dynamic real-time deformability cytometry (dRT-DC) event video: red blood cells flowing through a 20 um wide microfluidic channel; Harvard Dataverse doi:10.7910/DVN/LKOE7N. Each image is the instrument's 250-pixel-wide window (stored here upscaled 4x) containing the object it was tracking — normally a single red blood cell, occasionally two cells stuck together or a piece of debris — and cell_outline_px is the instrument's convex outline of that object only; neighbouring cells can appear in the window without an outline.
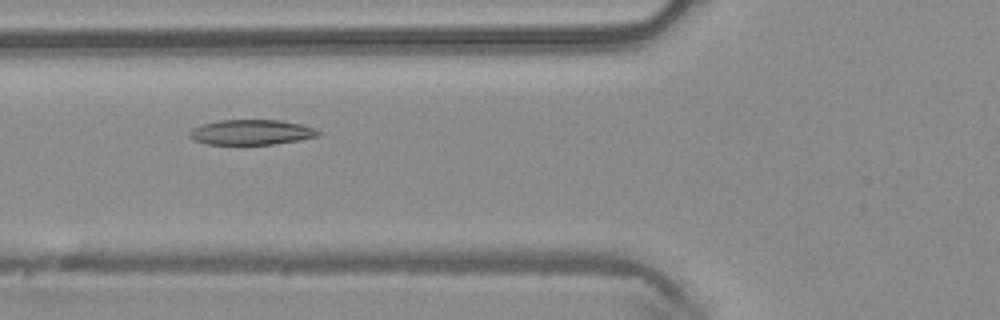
{"species": "common noctule bat (a hibernating species)", "species_latin": "Nyctalus noctula", "temperature_condition": "warm", "stored_images_in_passage": 5, "camera_frame_rate_fps": 3000, "um_per_image_px": 0.085, "animal": {"sex": "male", "body_mass_g": 20.4}, "frame": {"image": 1, "passage_image": 5, "time_ms": 1.333, "image_size_px": [1000, 320], "cell_outline_px": [[320, 136], [300, 140], [276, 144], [204, 144], [188, 136], [188, 132], [192, 128], [204, 124], [220, 120], [280, 120], [300, 124], [312, 128], [320, 132]], "centroid_in_image_um": [21.36, 11.24], "position_along_channel_um": 104.4, "area_um2": 18.79}}